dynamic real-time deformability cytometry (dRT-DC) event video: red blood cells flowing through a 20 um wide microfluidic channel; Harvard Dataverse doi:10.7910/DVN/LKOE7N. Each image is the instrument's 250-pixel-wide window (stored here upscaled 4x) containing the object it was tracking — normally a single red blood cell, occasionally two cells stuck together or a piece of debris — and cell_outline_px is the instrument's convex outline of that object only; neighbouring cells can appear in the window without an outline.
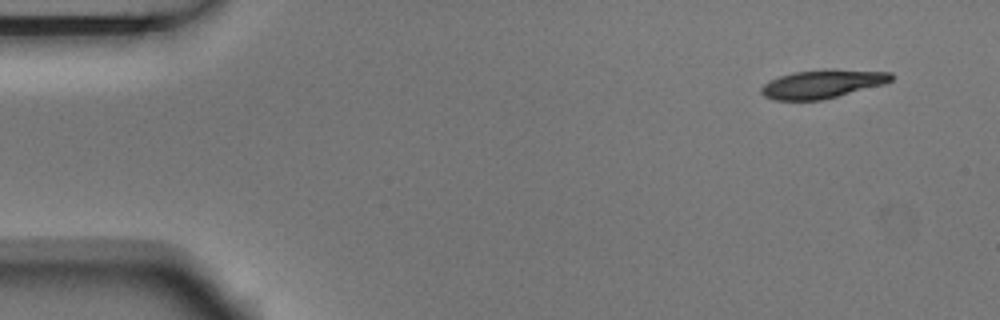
{"species": "Egyptian fruit bat (a non-hibernating species)", "species_latin": "Rousettus aegyptiacus", "temperature_condition": "room temperature", "stored_images_in_passage": 4, "camera_frame_rate_fps": 3000, "um_per_image_px": 0.085, "animal": {"sex": "male"}, "frame": {"image": 1, "passage_image": 1, "time_ms": 0.0, "image_size_px": [1000, 320], "cell_outline_px": [[892, 80], [884, 84], [824, 100], [776, 100], [764, 96], [760, 92], [760, 88], [764, 84], [780, 76], [796, 72], [892, 72]], "centroid_in_image_um": [69.84, 7.21], "position_along_channel_um": 15.2, "area_um2": 20.29}}
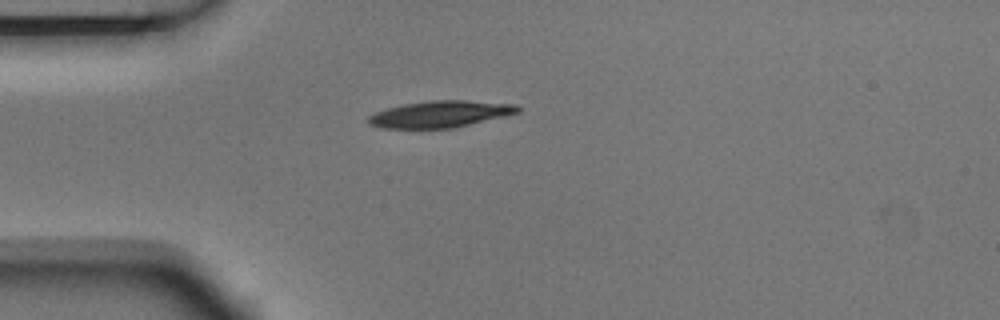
{"frame": {"image": 2, "passage_image": 4, "time_ms": 1.0, "image_size_px": [1000, 320], "cell_outline_px": [[520, 112], [504, 116], [452, 128], [380, 128], [368, 124], [368, 116], [376, 112], [388, 108], [404, 104], [432, 100], [464, 100], [516, 104], [520, 108]], "centroid_in_image_um": [37.41, 9.7], "position_along_channel_um": 47.6, "area_um2": 23.0}}